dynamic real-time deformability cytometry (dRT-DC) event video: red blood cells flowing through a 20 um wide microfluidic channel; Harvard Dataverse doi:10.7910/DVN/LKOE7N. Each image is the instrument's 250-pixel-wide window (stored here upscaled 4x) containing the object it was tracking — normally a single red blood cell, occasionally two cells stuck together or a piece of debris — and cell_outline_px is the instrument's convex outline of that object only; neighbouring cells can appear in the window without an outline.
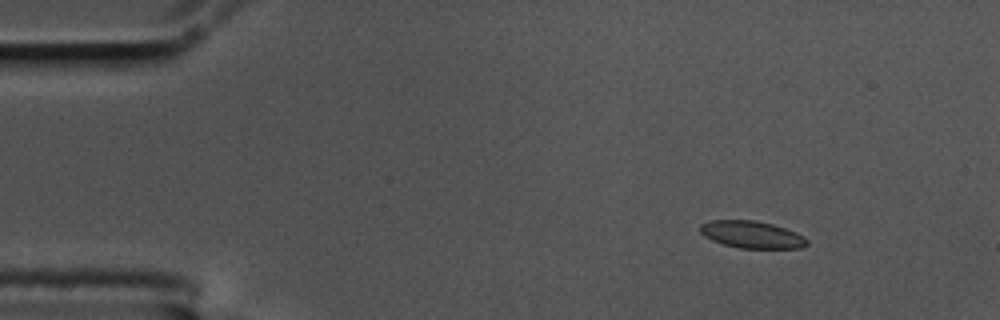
{"species": "common noctule bat (a hibernating species)", "species_latin": "Nyctalus noctula", "temperature_condition": "cold", "stored_images_in_passage": 8, "camera_frame_rate_fps": 3000, "um_per_image_px": 0.085, "animal": {"sex": "male", "body_mass_g": 17.5, "forearm_length_mm": 52.3}, "frame": {"image": 1, "passage_image": 2, "time_ms": 0.333, "image_size_px": [1000, 320], "cell_outline_px": [[808, 244], [804, 248], [740, 248], [724, 244], [712, 240], [704, 236], [700, 232], [700, 224], [708, 220], [756, 220], [772, 224], [796, 232], [804, 236], [808, 240]], "centroid_in_image_um": [63.91, 19.93], "position_along_channel_um": 21.1, "area_um2": 16.99}}
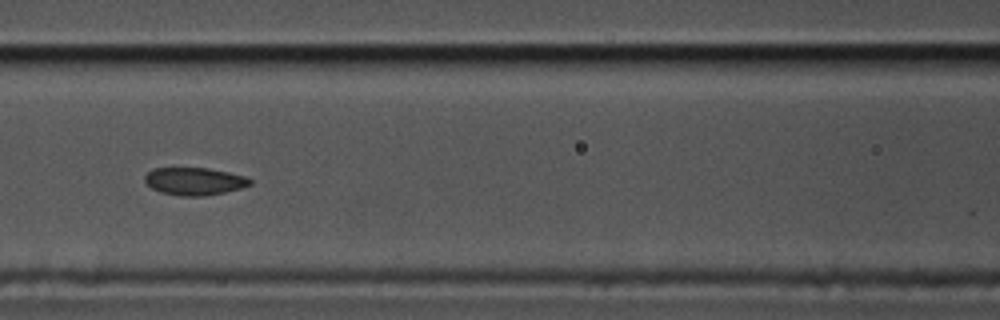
{"frame": {"image": 2, "passage_image": 7, "time_ms": 2.0, "image_size_px": [1000, 320], "cell_outline_px": [[252, 184], [240, 188], [224, 192], [204, 196], [180, 196], [160, 192], [152, 188], [144, 180], [144, 176], [152, 168], [208, 168], [228, 172], [244, 176], [252, 180]], "centroid_in_image_um": [16.51, 15.41], "position_along_channel_um": 150.1, "area_um2": 16.88}}